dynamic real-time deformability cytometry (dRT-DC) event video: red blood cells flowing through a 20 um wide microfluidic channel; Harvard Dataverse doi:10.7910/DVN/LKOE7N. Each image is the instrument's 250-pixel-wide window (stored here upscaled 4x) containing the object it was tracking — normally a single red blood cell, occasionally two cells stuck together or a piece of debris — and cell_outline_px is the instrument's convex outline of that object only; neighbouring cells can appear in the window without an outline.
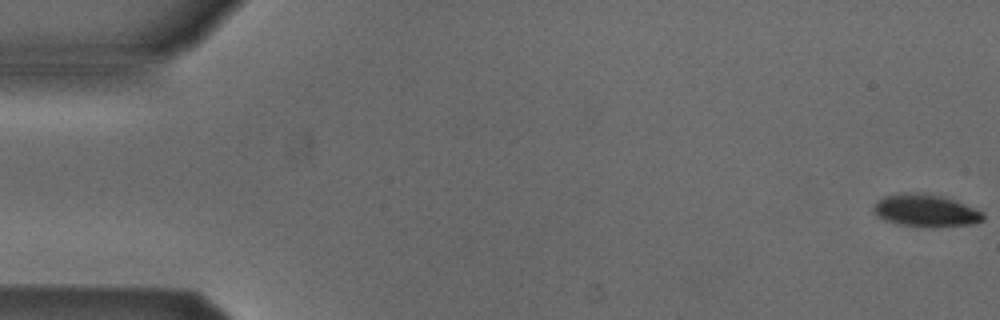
{"species": "Egyptian fruit bat (a non-hibernating species)", "species_latin": "Rousettus aegyptiacus", "temperature_condition": "cold", "stored_images_in_passage": 54, "camera_frame_rate_fps": 3000, "um_per_image_px": 0.085, "animal": {"sex": "male"}, "frame": {"image": 1, "passage_image": 1, "time_ms": 0.0, "image_size_px": [1000, 320], "cell_outline_px": [[984, 220], [976, 224], [928, 228], [896, 224], [884, 220], [876, 216], [872, 208], [876, 200], [884, 196], [904, 192], [924, 192], [956, 200], [984, 212]], "centroid_in_image_um": [78.67, 17.91], "position_along_channel_um": 6.3, "area_um2": 21.33}}
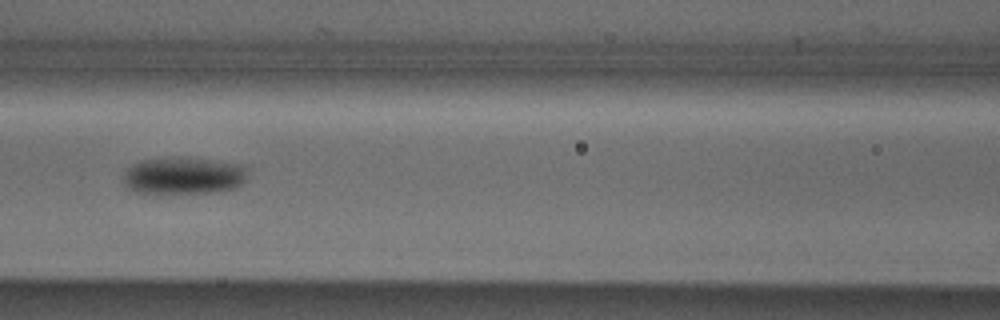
{"frame": {"image": 2, "passage_image": 24, "time_ms": 7.667, "image_size_px": [1000, 320], "cell_outline_px": [[248, 168], [244, 180], [236, 188], [212, 192], [136, 192], [124, 188], [124, 172], [132, 164], [144, 160], [208, 160], [244, 164]], "centroid_in_image_um": [15.61, 14.96], "position_along_channel_um": 151.0, "area_um2": 25.84}}
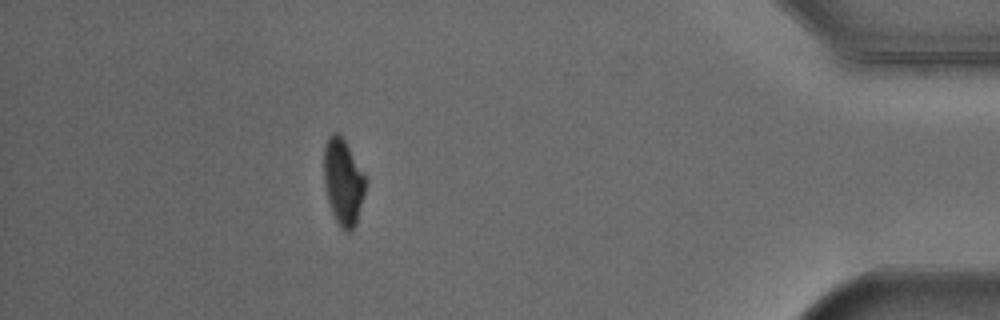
{"frame": {"image": 3, "passage_image": 48, "time_ms": 15.667, "image_size_px": [1000, 320], "cell_outline_px": [[364, 192], [356, 224], [352, 232], [348, 232], [340, 228], [332, 212], [328, 200], [324, 184], [324, 148], [328, 136], [332, 132], [340, 132], [364, 176]], "centroid_in_image_um": [29.13, 15.46], "position_along_channel_um": 406.1, "area_um2": 20.52}, "authors_computed_cell_mechanics": {"area_um2": 23.0333, "velocity_mm_per_s": 3.8545, "shape_relaxation_time_tau1_ms": 2.9783, "shape_relaxation_time_tau2_ms": null, "deformation_change_tau1": 0.0907, "deformation_change_tau2": null}}